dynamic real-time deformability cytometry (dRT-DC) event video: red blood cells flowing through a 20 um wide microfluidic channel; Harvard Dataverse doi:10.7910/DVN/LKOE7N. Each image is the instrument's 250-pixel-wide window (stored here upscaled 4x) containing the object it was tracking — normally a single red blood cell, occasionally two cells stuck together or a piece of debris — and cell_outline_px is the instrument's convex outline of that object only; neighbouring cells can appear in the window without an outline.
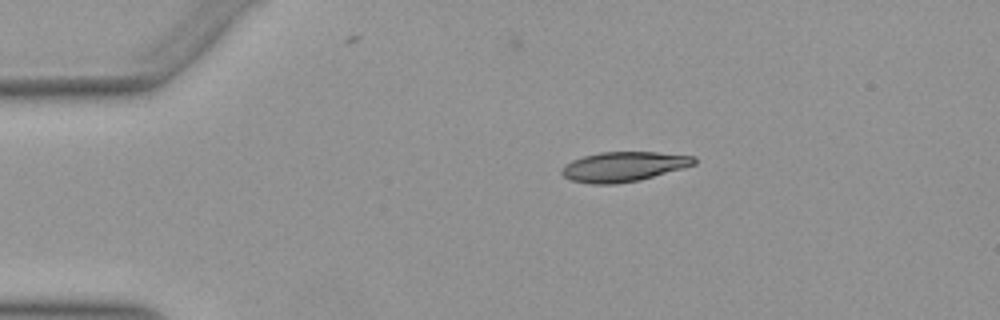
{"species": "Egyptian fruit bat (a non-hibernating species)", "species_latin": "Rousettus aegyptiacus", "temperature_condition": "warm", "stored_images_in_passage": 36, "camera_frame_rate_fps": 3000, "um_per_image_px": 0.085, "animal": {"sex": "female"}, "frame": {"image": 1, "passage_image": 1, "time_ms": 0.0, "image_size_px": [1000, 320], "cell_outline_px": [[696, 164], [640, 180], [616, 184], [588, 184], [572, 180], [564, 176], [560, 172], [564, 164], [572, 160], [584, 156], [600, 152], [656, 152], [696, 156]], "centroid_in_image_um": [52.99, 14.16], "position_along_channel_um": 32.0, "area_um2": 23.0}}
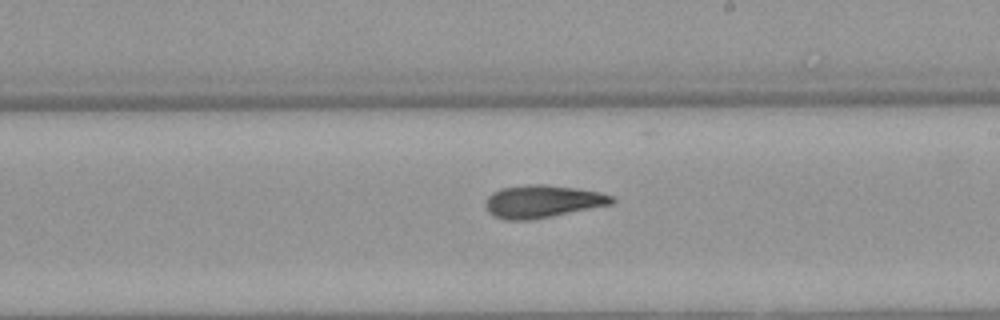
{"frame": {"image": 2, "passage_image": 21, "time_ms": 6.667, "image_size_px": [1000, 320], "cell_outline_px": [[616, 200], [612, 204], [532, 220], [504, 220], [488, 212], [484, 204], [488, 196], [492, 192], [500, 188], [528, 184], [544, 184], [576, 188], [600, 192], [612, 196]], "centroid_in_image_um": [46.08, 17.12], "position_along_channel_um": 242.9, "area_um2": 24.1}}
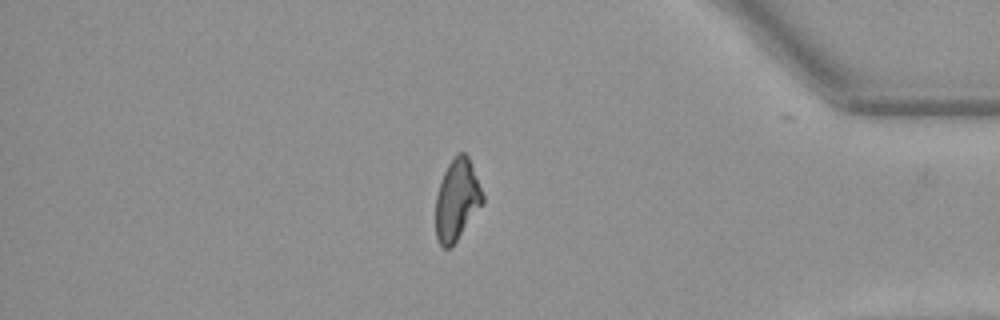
{"frame": {"image": 3, "passage_image": 35, "time_ms": 11.333, "image_size_px": [1000, 320], "cell_outline_px": [[484, 204], [452, 248], [444, 248], [440, 244], [436, 236], [436, 196], [444, 172], [448, 164], [456, 152], [464, 152], [468, 156], [484, 196]], "centroid_in_image_um": [38.85, 17.02], "position_along_channel_um": 396.3, "area_um2": 22.43}, "authors_computed_cell_mechanics": {"area_um2": 23.5246, "velocity_mm_per_s": 3.9563, "shape_relaxation_time_tau1_ms": 9.888, "shape_relaxation_time_tau2_ms": 3.8678, "deformation_change_tau1": 0.2553, "deformation_change_tau2": 0.1113}}